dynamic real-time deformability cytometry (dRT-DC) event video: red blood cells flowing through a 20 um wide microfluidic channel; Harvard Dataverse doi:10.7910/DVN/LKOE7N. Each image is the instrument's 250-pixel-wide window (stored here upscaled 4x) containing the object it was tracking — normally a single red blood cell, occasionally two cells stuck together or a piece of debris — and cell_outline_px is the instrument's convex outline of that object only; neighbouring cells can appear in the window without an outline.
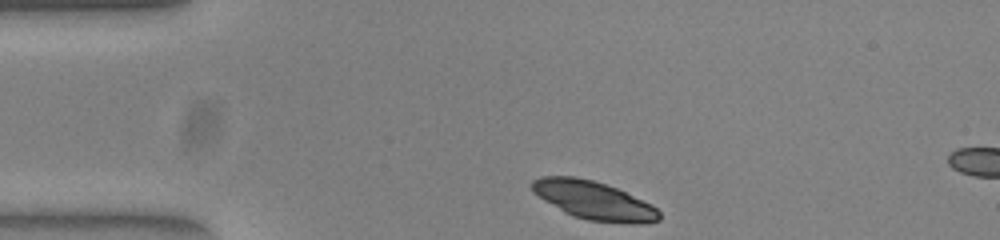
{"species": "common noctule bat (a hibernating species)", "species_latin": "Nyctalus noctula", "temperature_condition": "warm", "stored_images_in_passage": 5, "camera_frame_rate_fps": 3000, "um_per_image_px": 0.085, "animal": {"sex": "female", "body_mass_g": 23.0, "forearm_length_mm": 53.4}, "frame": {"image": 1, "passage_image": 1, "time_ms": 0.0, "image_size_px": [1000, 240], "cell_outline_px": [[660, 220], [644, 224], [632, 224], [588, 220], [572, 216], [564, 212], [544, 200], [532, 192], [532, 180], [540, 176], [576, 176], [592, 180], [616, 188], [652, 204], [660, 212]], "centroid_in_image_um": [50.47, 17.04], "position_along_channel_um": 34.5, "area_um2": 28.44}}